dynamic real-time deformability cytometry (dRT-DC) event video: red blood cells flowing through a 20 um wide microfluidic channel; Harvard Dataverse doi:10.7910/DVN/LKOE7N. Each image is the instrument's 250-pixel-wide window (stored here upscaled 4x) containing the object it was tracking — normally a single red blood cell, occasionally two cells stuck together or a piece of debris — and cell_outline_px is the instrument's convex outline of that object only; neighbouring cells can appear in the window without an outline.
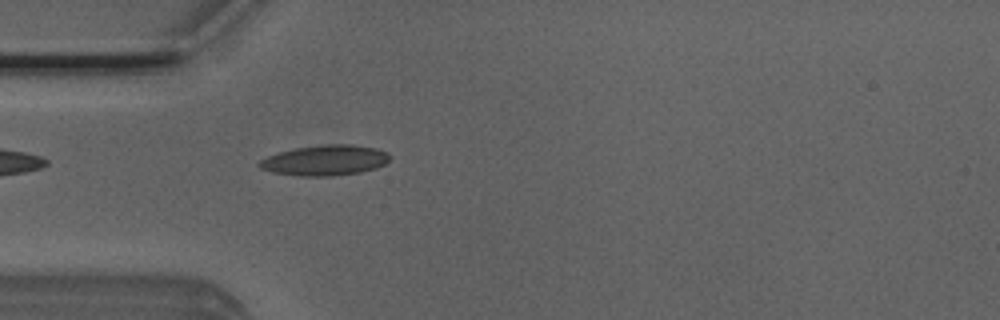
{"species": "Egyptian fruit bat (a non-hibernating species)", "species_latin": "Rousettus aegyptiacus", "temperature_condition": "room temperature", "stored_images_in_passage": 1, "camera_frame_rate_fps": 3000, "um_per_image_px": 0.085, "animal": {"sex": "male"}, "frame": {"image": 1, "passage_image": 1, "time_ms": 0.0, "image_size_px": [1000, 320], "cell_outline_px": [[392, 156], [384, 164], [376, 168], [360, 172], [328, 176], [304, 176], [272, 172], [260, 168], [256, 164], [260, 160], [268, 156], [280, 152], [296, 148], [324, 144], [352, 144], [376, 148], [388, 152]], "centroid_in_image_um": [27.65, 13.62], "position_along_channel_um": 57.4, "area_um2": 23.06}}